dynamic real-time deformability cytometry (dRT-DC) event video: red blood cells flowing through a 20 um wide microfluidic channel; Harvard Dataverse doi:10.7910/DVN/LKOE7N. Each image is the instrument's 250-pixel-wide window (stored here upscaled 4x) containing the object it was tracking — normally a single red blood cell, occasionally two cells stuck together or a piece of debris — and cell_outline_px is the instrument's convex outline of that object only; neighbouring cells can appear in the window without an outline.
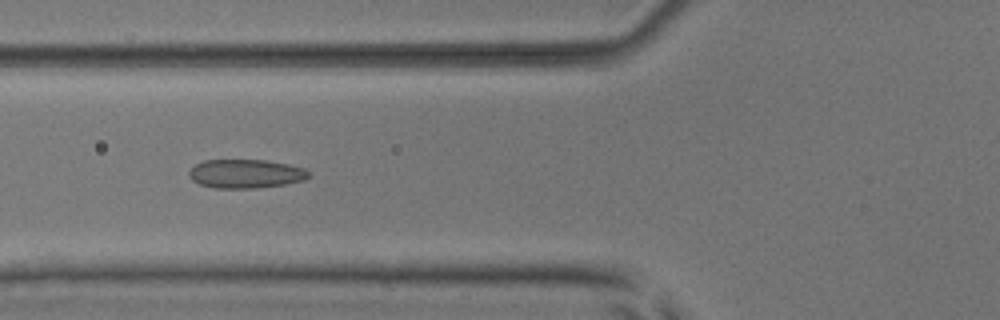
{"species": "common noctule bat (a hibernating species)", "species_latin": "Nyctalus noctula", "temperature_condition": "room temperature", "stored_images_in_passage": 53, "camera_frame_rate_fps": 3000, "um_per_image_px": 0.085, "animal": {"sex": "male", "body_mass_g": 17.9, "forearm_length_mm": 54.2}, "frame": {"image": 1, "passage_image": 21, "time_ms": 6.667, "image_size_px": [1000, 320], "cell_outline_px": [[308, 176], [304, 180], [284, 184], [256, 188], [216, 188], [200, 184], [192, 180], [188, 176], [188, 172], [196, 164], [204, 160], [268, 160], [288, 164], [304, 168], [308, 172]], "centroid_in_image_um": [20.86, 14.76], "position_along_channel_um": 104.9, "area_um2": 20.0}}
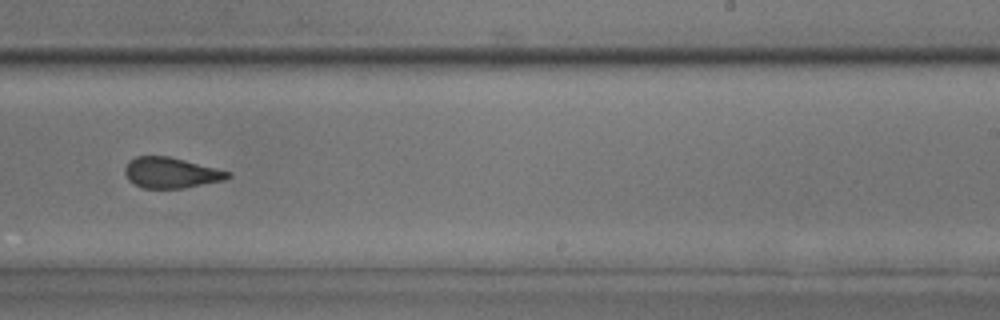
{"frame": {"image": 2, "passage_image": 34, "time_ms": 11.0, "image_size_px": [1000, 320], "cell_outline_px": [[232, 176], [224, 180], [184, 188], [144, 188], [128, 180], [124, 172], [124, 168], [128, 160], [136, 156], [168, 156], [232, 172]], "centroid_in_image_um": [14.52, 14.68], "position_along_channel_um": 274.5, "area_um2": 18.38}}
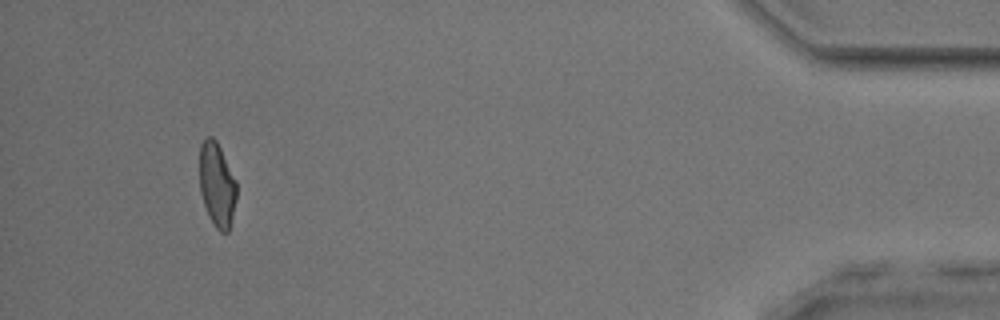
{"frame": {"image": 3, "passage_image": 50, "time_ms": 16.333, "image_size_px": [1000, 320], "cell_outline_px": [[236, 200], [228, 232], [220, 232], [216, 228], [208, 216], [200, 192], [200, 144], [208, 136], [212, 136], [216, 140], [236, 180]], "centroid_in_image_um": [18.43, 15.7], "position_along_channel_um": 416.8, "area_um2": 18.03}, "authors_computed_cell_mechanics": {"area_um2": 19.652, "velocity_mm_per_s": 3.9246, "shape_relaxation_time_tau1_ms": 7.419, "shape_relaxation_time_tau2_ms": 1.5404, "deformation_change_tau1": 0.1443, "deformation_change_tau2": 0.0935}}